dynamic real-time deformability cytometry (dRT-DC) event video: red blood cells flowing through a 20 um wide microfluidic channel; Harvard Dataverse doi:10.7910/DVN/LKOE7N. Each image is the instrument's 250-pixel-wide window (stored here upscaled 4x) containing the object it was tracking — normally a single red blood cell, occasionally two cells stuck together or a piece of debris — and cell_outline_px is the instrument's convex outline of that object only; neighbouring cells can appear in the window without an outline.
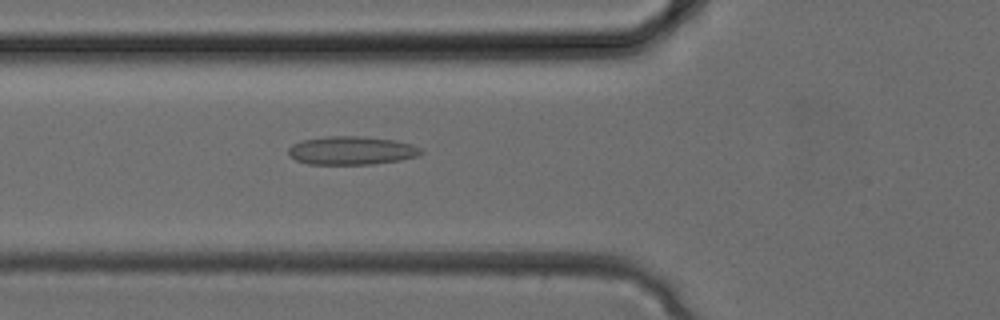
{"species": "common noctule bat (a hibernating species)", "species_latin": "Nyctalus noctula", "temperature_condition": "cold", "stored_images_in_passage": 33, "camera_frame_rate_fps": 3000, "um_per_image_px": 0.085, "animal": {"sex": "female", "body_mass_g": 24.6, "forearm_length_mm": 56.2}, "frame": {"image": 1, "passage_image": 12, "time_ms": 3.667, "image_size_px": [1000, 320], "cell_outline_px": [[424, 152], [416, 156], [400, 160], [372, 164], [308, 164], [296, 160], [288, 156], [288, 148], [292, 144], [304, 140], [328, 136], [360, 136], [392, 140], [412, 144], [420, 148]], "centroid_in_image_um": [29.85, 12.8], "position_along_channel_um": 95.9, "area_um2": 21.85}}
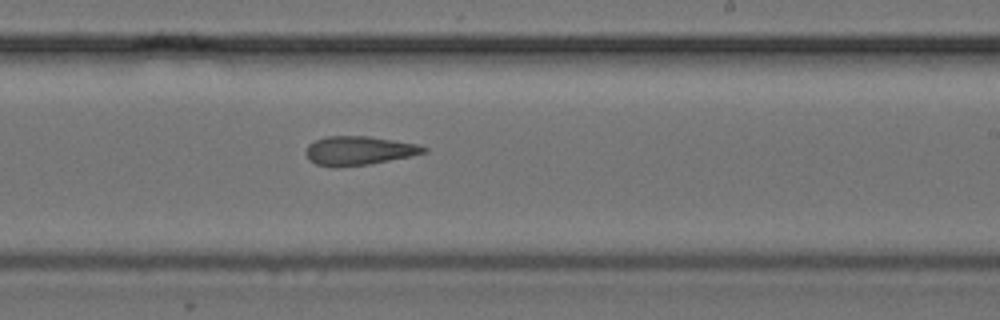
{"frame": {"image": 2, "passage_image": 20, "time_ms": 6.333, "image_size_px": [1000, 320], "cell_outline_px": [[428, 152], [368, 164], [336, 168], [332, 168], [316, 164], [308, 160], [304, 152], [308, 144], [316, 140], [328, 136], [368, 136], [416, 144], [428, 148]], "centroid_in_image_um": [30.43, 12.81], "position_along_channel_um": 258.6, "area_um2": 19.83}}
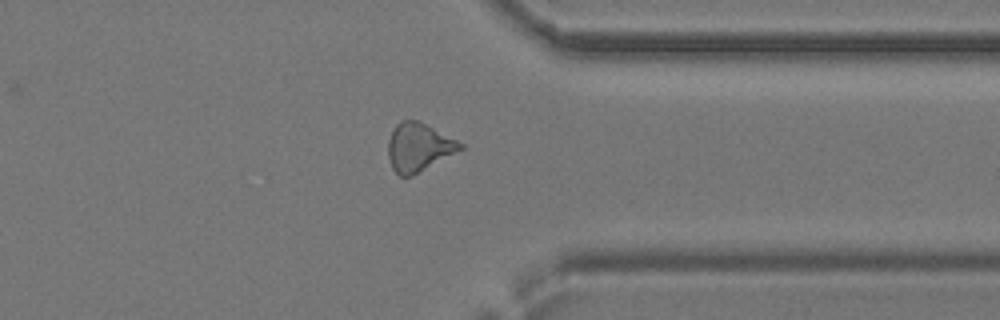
{"frame": {"image": 3, "passage_image": 26, "time_ms": 8.333, "image_size_px": [1000, 320], "cell_outline_px": [[464, 148], [412, 176], [400, 176], [392, 168], [388, 156], [388, 140], [392, 128], [400, 120], [420, 120], [464, 144]], "centroid_in_image_um": [35.57, 12.49], "position_along_channel_um": 375.8, "area_um2": 20.4}}